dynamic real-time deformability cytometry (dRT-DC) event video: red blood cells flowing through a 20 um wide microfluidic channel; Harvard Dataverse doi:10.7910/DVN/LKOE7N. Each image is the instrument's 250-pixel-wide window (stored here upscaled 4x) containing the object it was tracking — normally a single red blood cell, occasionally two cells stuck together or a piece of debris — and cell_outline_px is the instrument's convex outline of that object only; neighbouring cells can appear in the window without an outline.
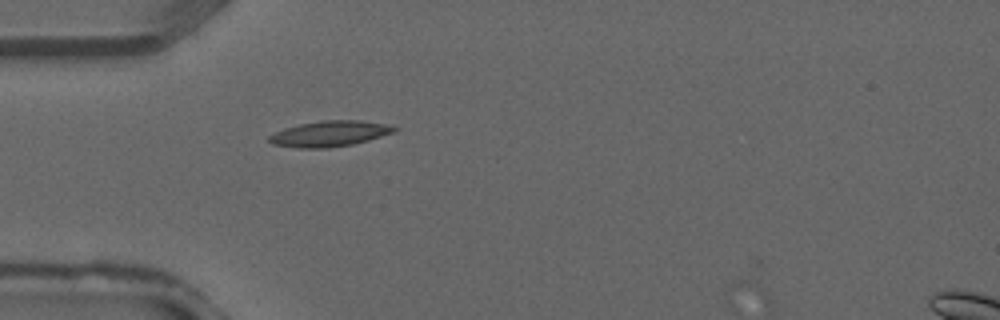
{"species": "common noctule bat (a hibernating species)", "species_latin": "Nyctalus noctula", "temperature_condition": "warm", "stored_images_in_passage": 2, "camera_frame_rate_fps": 3000, "um_per_image_px": 0.085, "animal": {"sex": "male", "forearm_length_mm": 52.5}, "frame": {"image": 1, "passage_image": 1, "time_ms": 0.0, "image_size_px": [1000, 320], "cell_outline_px": [[396, 132], [368, 140], [352, 144], [328, 148], [300, 148], [272, 144], [268, 140], [268, 136], [284, 128], [300, 124], [320, 120], [360, 120], [388, 124], [396, 128]], "centroid_in_image_um": [28.02, 11.36], "position_along_channel_um": 57.0, "area_um2": 18.73}}